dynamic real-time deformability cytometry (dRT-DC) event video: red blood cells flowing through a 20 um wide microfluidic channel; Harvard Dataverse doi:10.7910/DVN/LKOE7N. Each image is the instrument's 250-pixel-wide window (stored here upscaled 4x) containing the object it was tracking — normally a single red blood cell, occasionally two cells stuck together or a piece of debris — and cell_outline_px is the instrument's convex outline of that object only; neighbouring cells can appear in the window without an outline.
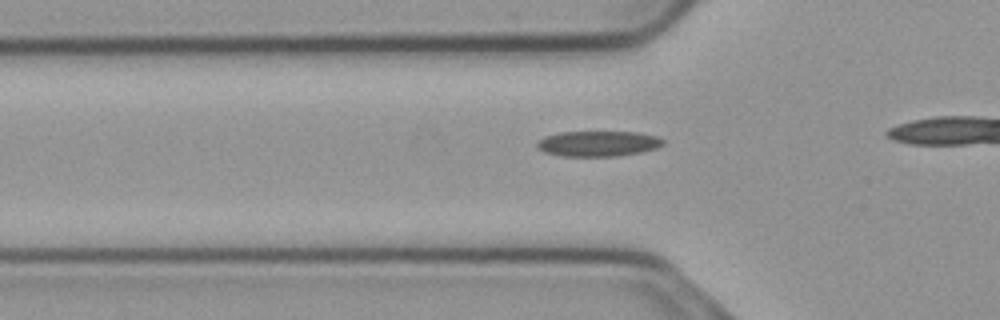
{"species": "common noctule bat (a hibernating species)", "species_latin": "Nyctalus noctula", "temperature_condition": "cold", "stored_images_in_passage": 18, "camera_frame_rate_fps": 3000, "um_per_image_px": 0.085, "animal": {"sex": "male", "body_mass_g": 23.1, "forearm_length_mm": 52.7}, "frame": {"image": 1, "passage_image": 2, "time_ms": 0.333, "image_size_px": [1000, 320], "cell_outline_px": [[664, 144], [656, 148], [640, 152], [616, 156], [560, 156], [544, 152], [536, 148], [536, 140], [544, 136], [560, 132], [636, 132], [656, 136], [664, 140]], "centroid_in_image_um": [50.78, 12.21], "position_along_channel_um": 75.0, "area_um2": 18.79}}
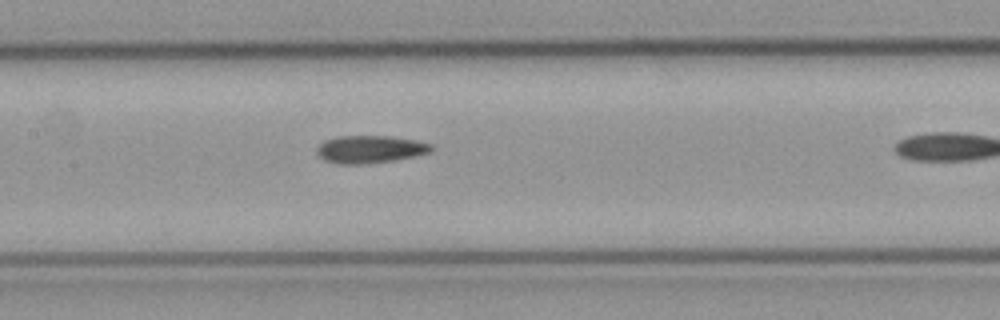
{"frame": {"image": 2, "passage_image": 10, "time_ms": 3.0, "image_size_px": [1000, 320], "cell_outline_px": [[432, 148], [428, 152], [416, 156], [396, 160], [360, 164], [336, 164], [324, 160], [316, 152], [316, 148], [324, 140], [340, 136], [388, 136], [416, 140], [432, 144]], "centroid_in_image_um": [31.43, 12.69], "position_along_channel_um": 176.0, "area_um2": 18.38}}
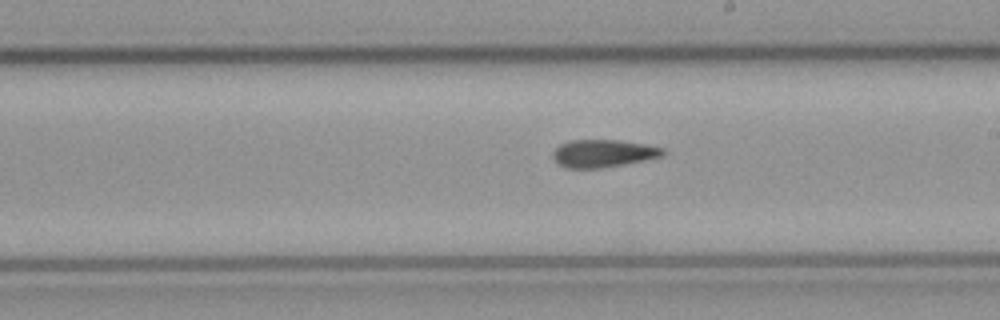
{"frame": {"image": 3, "passage_image": 15, "time_ms": 4.667, "image_size_px": [1000, 320], "cell_outline_px": [[664, 156], [624, 164], [600, 168], [568, 168], [560, 164], [552, 156], [552, 152], [560, 144], [568, 140], [616, 140], [644, 144], [664, 148]], "centroid_in_image_um": [51.26, 13.03], "position_along_channel_um": 237.7, "area_um2": 17.57}}